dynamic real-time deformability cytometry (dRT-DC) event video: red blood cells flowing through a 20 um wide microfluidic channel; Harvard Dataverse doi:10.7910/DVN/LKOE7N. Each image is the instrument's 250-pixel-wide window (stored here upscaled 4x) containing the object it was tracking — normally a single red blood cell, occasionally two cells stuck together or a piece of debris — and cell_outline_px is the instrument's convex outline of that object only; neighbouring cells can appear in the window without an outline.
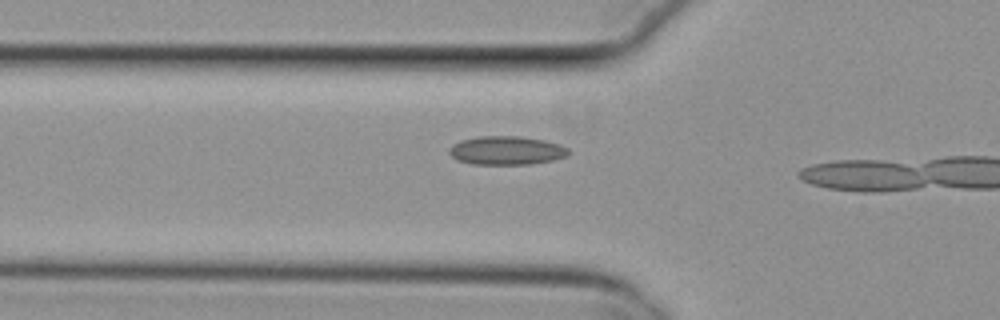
{"species": "common noctule bat (a hibernating species)", "species_latin": "Nyctalus noctula", "temperature_condition": "cold", "stored_images_in_passage": 6, "camera_frame_rate_fps": 3000, "um_per_image_px": 0.085, "animal": {"sex": "female", "body_mass_g": 29.2, "forearm_length_mm": 56.3}, "frame": {"image": 1, "passage_image": 4, "time_ms": 1.0, "image_size_px": [1000, 320], "cell_outline_px": [[572, 152], [568, 156], [552, 160], [532, 164], [472, 164], [456, 160], [448, 152], [448, 148], [452, 144], [460, 140], [476, 136], [520, 136], [544, 140], [560, 144], [568, 148]], "centroid_in_image_um": [43.05, 12.78], "position_along_channel_um": 82.8, "area_um2": 20.23}}